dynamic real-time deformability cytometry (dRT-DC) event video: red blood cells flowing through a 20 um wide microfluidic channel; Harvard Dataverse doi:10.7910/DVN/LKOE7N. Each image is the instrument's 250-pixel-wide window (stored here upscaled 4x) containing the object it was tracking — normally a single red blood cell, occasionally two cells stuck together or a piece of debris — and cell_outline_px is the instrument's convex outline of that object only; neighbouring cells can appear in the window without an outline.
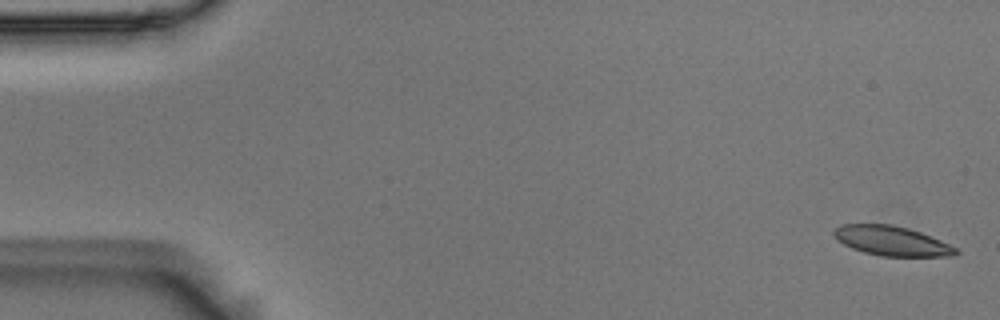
{"species": "Egyptian fruit bat (a non-hibernating species)", "species_latin": "Rousettus aegyptiacus", "temperature_condition": "room temperature", "stored_images_in_passage": 4, "camera_frame_rate_fps": 3000, "um_per_image_px": 0.085, "animal": {"sex": "male"}, "frame": {"image": 1, "passage_image": 1, "time_ms": 0.0, "image_size_px": [1000, 320], "cell_outline_px": [[960, 252], [956, 256], [880, 256], [864, 252], [852, 248], [836, 240], [832, 232], [840, 224], [892, 224], [908, 228], [920, 232], [940, 240], [956, 248]], "centroid_in_image_um": [75.78, 20.47], "position_along_channel_um": 9.2, "area_um2": 21.04}}
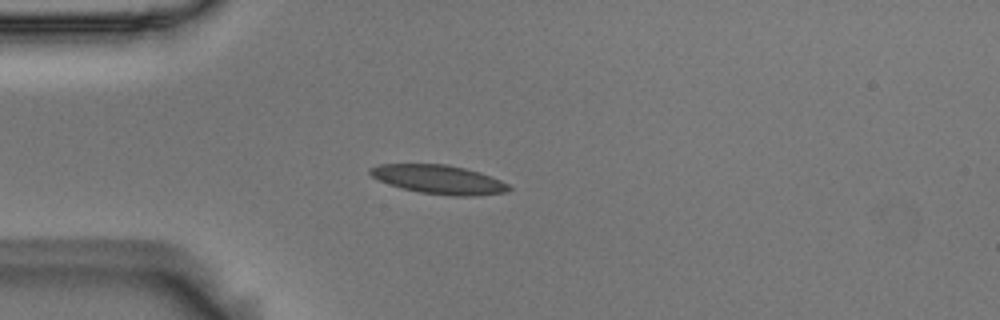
{"frame": {"image": 2, "passage_image": 4, "time_ms": 1.0, "image_size_px": [1000, 320], "cell_outline_px": [[512, 188], [504, 192], [476, 196], [452, 196], [420, 192], [388, 184], [372, 176], [368, 172], [368, 168], [380, 164], [448, 164], [480, 172], [500, 180], [508, 184]], "centroid_in_image_um": [37.3, 15.25], "position_along_channel_um": 47.7, "area_um2": 23.24}}